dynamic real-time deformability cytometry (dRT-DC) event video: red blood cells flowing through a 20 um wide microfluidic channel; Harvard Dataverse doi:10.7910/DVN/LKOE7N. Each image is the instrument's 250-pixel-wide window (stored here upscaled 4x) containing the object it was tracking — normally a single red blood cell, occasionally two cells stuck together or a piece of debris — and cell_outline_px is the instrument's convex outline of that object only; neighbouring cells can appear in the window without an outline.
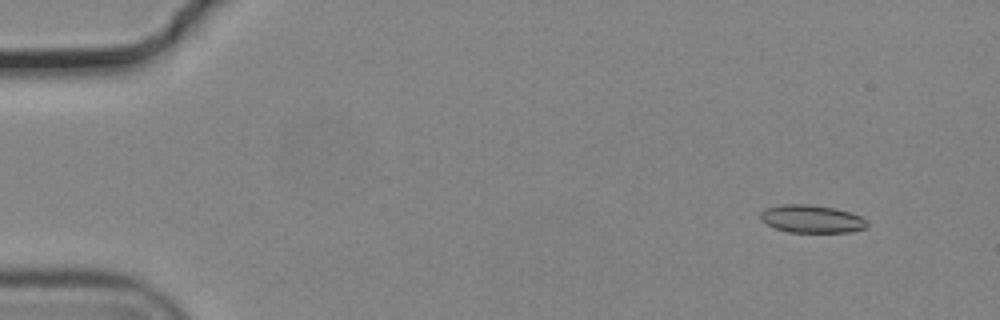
{"species": "common noctule bat (a hibernating species)", "species_latin": "Nyctalus noctula", "temperature_condition": "cold", "stored_images_in_passage": 55, "camera_frame_rate_fps": 3000, "um_per_image_px": 0.085, "animal": {"sex": "male", "body_mass_g": 19.2, "forearm_length_mm": 51.8}, "frame": {"image": 1, "passage_image": 5, "time_ms": 1.333, "image_size_px": [1000, 320], "cell_outline_px": [[868, 228], [848, 232], [788, 232], [776, 228], [760, 220], [760, 212], [764, 208], [780, 204], [808, 204], [836, 208], [860, 216], [868, 220]], "centroid_in_image_um": [68.99, 18.6], "position_along_channel_um": 16.0, "area_um2": 17.46}}
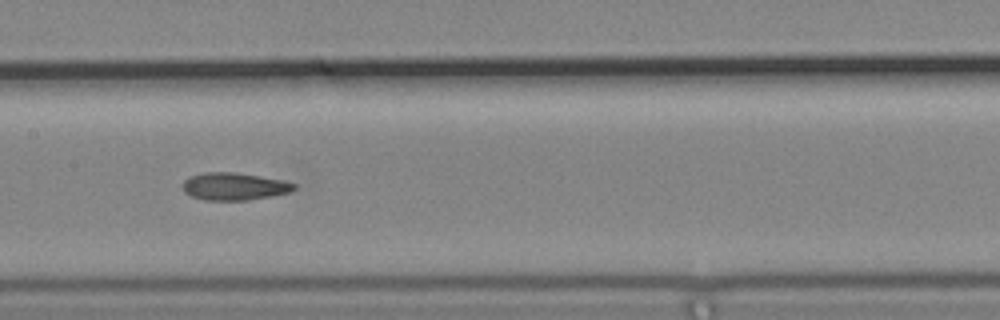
{"frame": {"image": 2, "passage_image": 28, "time_ms": 9.0, "image_size_px": [1000, 320], "cell_outline_px": [[296, 188], [288, 192], [272, 196], [248, 200], [204, 200], [192, 196], [184, 192], [180, 184], [188, 176], [204, 172], [232, 172], [260, 176], [280, 180], [296, 184]], "centroid_in_image_um": [19.84, 15.84], "position_along_channel_um": 187.6, "area_um2": 17.86}}
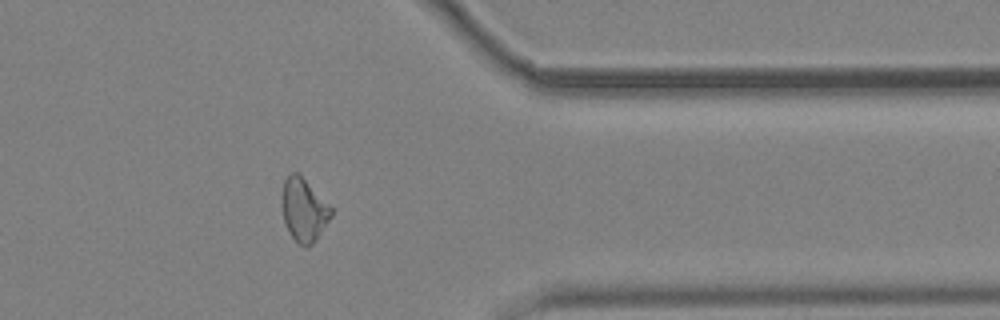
{"frame": {"image": 3, "passage_image": 45, "time_ms": 14.667, "image_size_px": [1000, 320], "cell_outline_px": [[332, 216], [316, 240], [308, 248], [304, 248], [288, 232], [284, 220], [280, 196], [284, 180], [288, 172], [296, 172], [332, 208]], "centroid_in_image_um": [25.79, 17.86], "position_along_channel_um": 385.6, "area_um2": 18.03}, "authors_computed_cell_mechanics": {"area_um2": 18.0336, "velocity_mm_per_s": 3.7283, "shape_relaxation_time_tau1_ms": null, "shape_relaxation_time_tau2_ms": 4.4651, "deformation_change_tau1": null, "deformation_change_tau2": 0.1236}}